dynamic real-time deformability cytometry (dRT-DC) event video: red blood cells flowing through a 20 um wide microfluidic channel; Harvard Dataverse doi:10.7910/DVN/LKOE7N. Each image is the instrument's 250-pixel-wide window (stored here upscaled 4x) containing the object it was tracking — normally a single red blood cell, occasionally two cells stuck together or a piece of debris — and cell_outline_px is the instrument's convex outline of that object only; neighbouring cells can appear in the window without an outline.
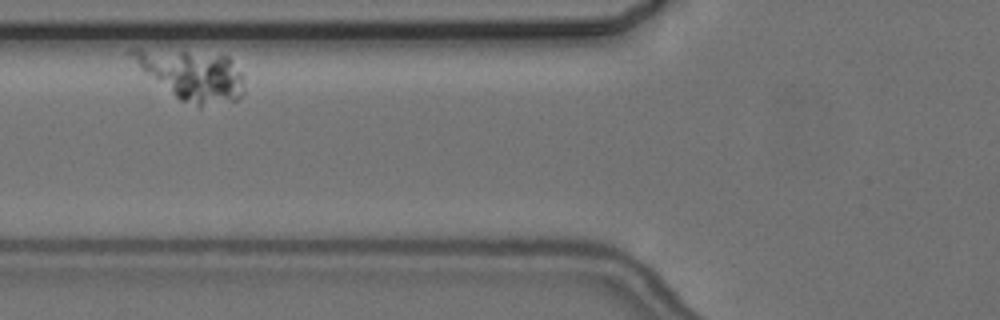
{"species": "common noctule bat (a hibernating species)", "species_latin": "Nyctalus noctula", "temperature_condition": "cold", "stored_images_in_passage": 4, "camera_frame_rate_fps": 3000, "um_per_image_px": 0.085, "animal": {"sex": "female", "body_mass_g": 24.6, "forearm_length_mm": 56.2}, "frame": {"image": 1, "passage_image": 2, "time_ms": 1.333, "image_size_px": [1000, 320], "cell_outline_px": [[244, 92], [236, 100], [200, 108], [180, 100], [144, 72], [140, 68], [128, 52], [132, 48], [140, 48], [228, 56], [244, 76]], "centroid_in_image_um": [16.37, 6.41], "position_along_channel_um": 109.4, "area_um2": 32.31}}
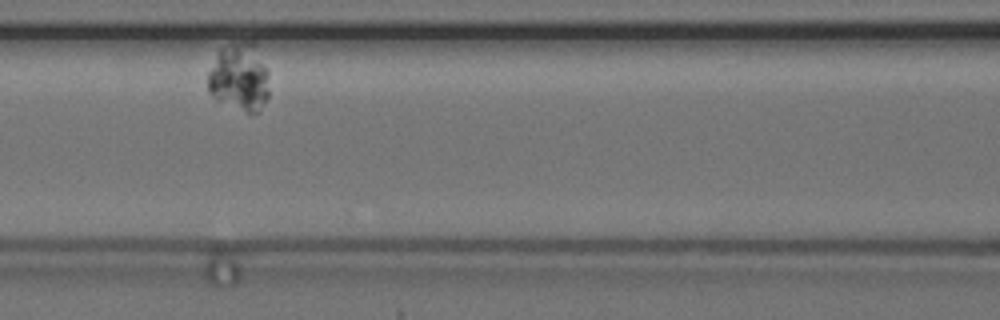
{"frame": {"image": 2, "passage_image": 3, "time_ms": 2.667, "image_size_px": [1000, 320], "cell_outline_px": [[268, 96], [256, 112], [248, 112], [216, 100], [208, 92], [208, 72], [220, 48], [240, 40], [256, 40], [268, 72]], "centroid_in_image_um": [20.36, 6.48], "position_along_channel_um": 146.2, "area_um2": 24.51}}